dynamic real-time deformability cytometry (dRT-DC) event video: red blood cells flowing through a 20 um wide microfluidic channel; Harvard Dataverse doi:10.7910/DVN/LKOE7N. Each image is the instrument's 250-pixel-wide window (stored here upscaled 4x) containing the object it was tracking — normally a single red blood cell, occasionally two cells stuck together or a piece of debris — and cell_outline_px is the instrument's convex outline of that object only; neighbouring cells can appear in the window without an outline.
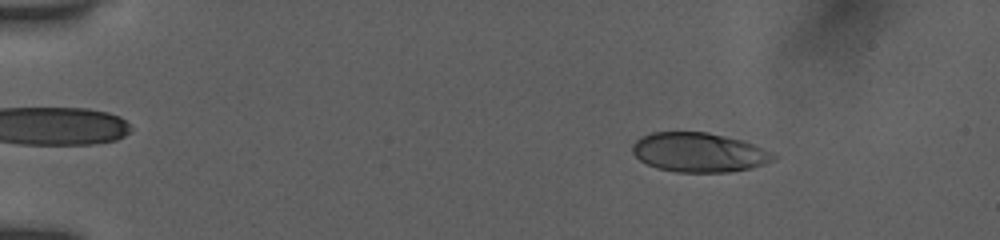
{"species": "human", "species_latin": "Homo sapiens", "temperature_condition": "room temperature", "stored_images_in_passage": 53, "camera_frame_rate_fps": 3000, "um_per_image_px": 0.085, "donor": {"sex": "female"}, "frame": {"image": 1, "passage_image": 8, "time_ms": 2.333, "image_size_px": [1000, 240], "cell_outline_px": [[780, 156], [776, 160], [752, 168], [728, 172], [676, 172], [656, 168], [640, 160], [632, 152], [632, 144], [640, 136], [652, 132], [708, 132], [740, 140], [752, 144], [772, 152]], "centroid_in_image_um": [59.42, 12.96], "position_along_channel_um": 25.6, "area_um2": 32.48}}
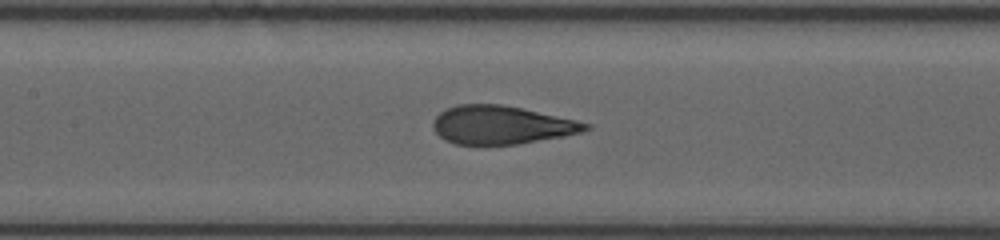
{"frame": {"image": 2, "passage_image": 26, "time_ms": 8.333, "image_size_px": [1000, 240], "cell_outline_px": [[592, 128], [580, 132], [560, 136], [516, 144], [456, 144], [444, 140], [432, 128], [432, 120], [444, 108], [456, 104], [500, 104], [520, 108], [576, 120], [592, 124]], "centroid_in_image_um": [42.56, 10.61], "position_along_channel_um": 164.8, "area_um2": 33.81}}
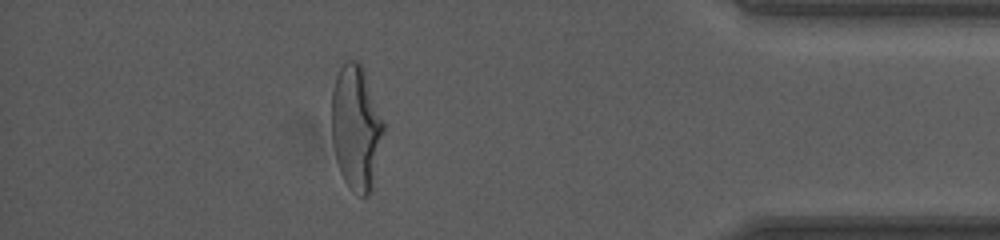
{"frame": {"image": 3, "passage_image": 47, "time_ms": 15.333, "image_size_px": [1000, 240], "cell_outline_px": [[384, 132], [372, 192], [368, 196], [360, 196], [352, 192], [348, 188], [340, 172], [336, 160], [332, 144], [332, 92], [336, 76], [344, 60], [360, 60], [364, 68], [384, 120]], "centroid_in_image_um": [30.28, 10.86], "position_along_channel_um": 404.9, "area_um2": 38.55}, "authors_computed_cell_mechanics": {"area_um2": 35.0268, "velocity_mm_per_s": 3.921, "shape_relaxation_time_tau1_ms": 3.5616, "shape_relaxation_time_tau2_ms": null, "deformation_change_tau1": 0.2031, "deformation_change_tau2": null}}